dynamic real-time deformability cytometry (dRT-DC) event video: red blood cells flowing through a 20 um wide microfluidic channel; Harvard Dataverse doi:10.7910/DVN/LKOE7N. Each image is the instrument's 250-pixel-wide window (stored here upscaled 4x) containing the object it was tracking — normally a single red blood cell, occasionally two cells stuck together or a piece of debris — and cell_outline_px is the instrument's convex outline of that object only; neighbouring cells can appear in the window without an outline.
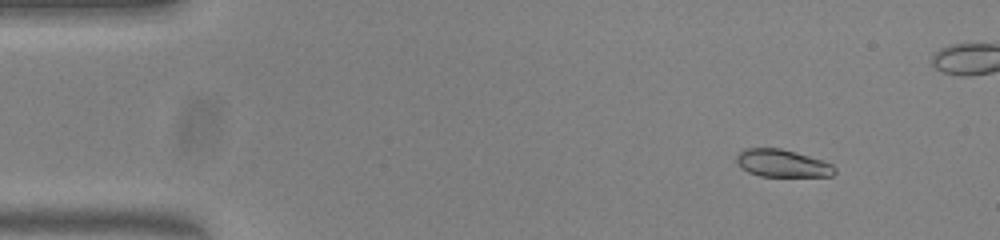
{"species": "common noctule bat (a hibernating species)", "species_latin": "Nyctalus noctula", "temperature_condition": "warm", "stored_images_in_passage": 54, "camera_frame_rate_fps": 3000, "um_per_image_px": 0.085, "animal": {"sex": "female", "body_mass_g": 23.0, "forearm_length_mm": 53.4}, "frame": {"image": 1, "passage_image": 5, "time_ms": 1.333, "image_size_px": [1000, 240], "cell_outline_px": [[836, 172], [832, 176], [760, 176], [748, 172], [740, 168], [736, 164], [736, 156], [744, 148], [780, 148], [796, 152], [832, 164], [836, 168]], "centroid_in_image_um": [66.46, 13.88], "position_along_channel_um": 18.5, "area_um2": 15.78}}
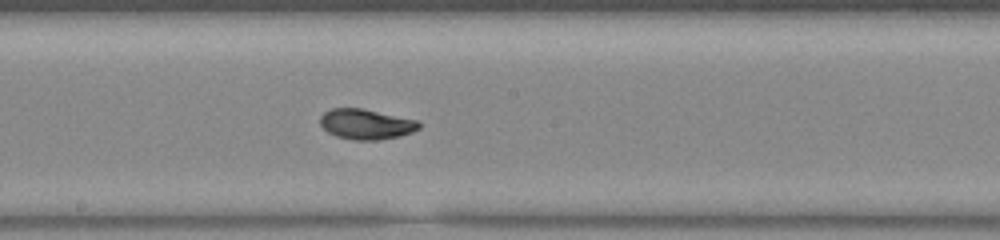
{"frame": {"image": 2, "passage_image": 28, "time_ms": 9.0, "image_size_px": [1000, 240], "cell_outline_px": [[420, 128], [412, 132], [400, 136], [376, 140], [356, 140], [336, 136], [328, 132], [320, 124], [320, 116], [324, 112], [332, 108], [360, 108], [420, 120]], "centroid_in_image_um": [31.14, 10.55], "position_along_channel_um": 217.1, "area_um2": 17.46}}
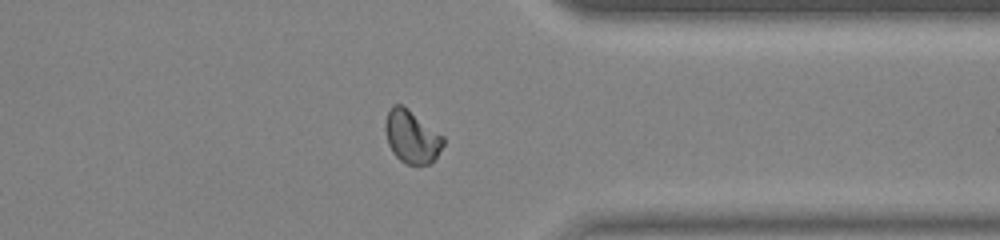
{"frame": {"image": 3, "passage_image": 41, "time_ms": 13.333, "image_size_px": [1000, 240], "cell_outline_px": [[444, 144], [436, 156], [428, 164], [420, 168], [408, 164], [400, 160], [392, 152], [388, 144], [384, 128], [384, 124], [388, 112], [392, 104], [400, 104], [408, 108], [444, 136]], "centroid_in_image_um": [34.99, 11.63], "position_along_channel_um": 376.4, "area_um2": 18.09}, "authors_computed_cell_mechanics": {"area_um2": 17.4267, "velocity_mm_per_s": 3.8221, "shape_relaxation_time_tau1_ms": 5.3259, "shape_relaxation_time_tau2_ms": 0.8325, "deformation_change_tau1": 0.1562, "deformation_change_tau2": 0.0449}}